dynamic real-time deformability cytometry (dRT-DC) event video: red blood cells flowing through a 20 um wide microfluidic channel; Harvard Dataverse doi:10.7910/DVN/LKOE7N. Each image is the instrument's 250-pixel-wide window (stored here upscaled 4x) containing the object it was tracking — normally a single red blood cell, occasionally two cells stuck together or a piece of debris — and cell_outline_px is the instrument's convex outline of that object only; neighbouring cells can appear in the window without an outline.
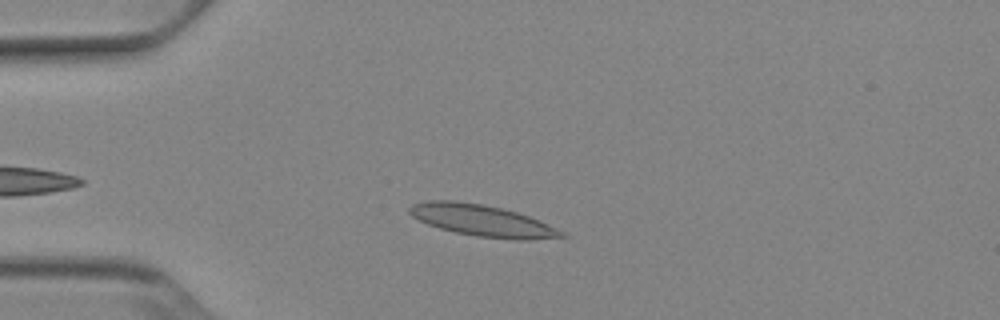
{"species": "Egyptian fruit bat (a non-hibernating species)", "species_latin": "Rousettus aegyptiacus", "temperature_condition": "cold", "stored_images_in_passage": 40, "camera_frame_rate_fps": 3000, "um_per_image_px": 0.085, "animal": {"sex": "female"}, "frame": {"image": 1, "passage_image": 8, "time_ms": 2.333, "image_size_px": [1000, 320], "cell_outline_px": [[568, 236], [528, 240], [516, 240], [476, 236], [456, 232], [440, 228], [428, 224], [412, 216], [408, 212], [408, 208], [412, 204], [428, 200], [452, 200], [484, 204], [516, 212], [540, 220], [564, 232]], "centroid_in_image_um": [40.98, 18.74], "position_along_channel_um": 44.0, "area_um2": 27.8}}
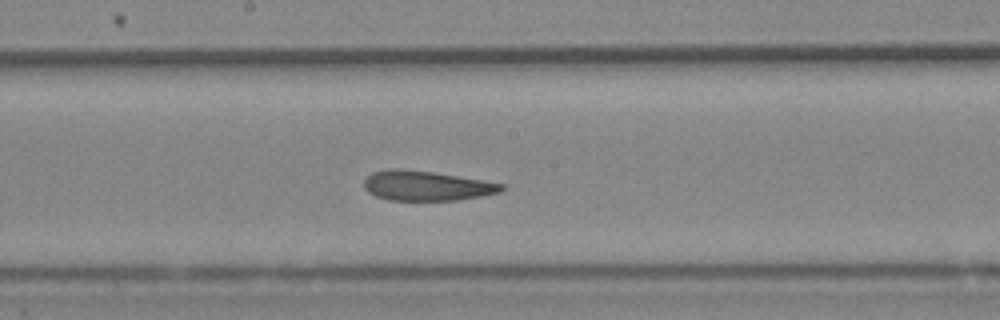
{"frame": {"image": 2, "passage_image": 23, "time_ms": 7.333, "image_size_px": [1000, 320], "cell_outline_px": [[504, 188], [500, 192], [480, 196], [456, 200], [388, 200], [376, 196], [368, 192], [364, 188], [364, 180], [372, 172], [388, 168], [400, 168], [432, 172], [484, 180], [504, 184]], "centroid_in_image_um": [36.22, 15.78], "position_along_channel_um": 212.0, "area_um2": 23.87}}
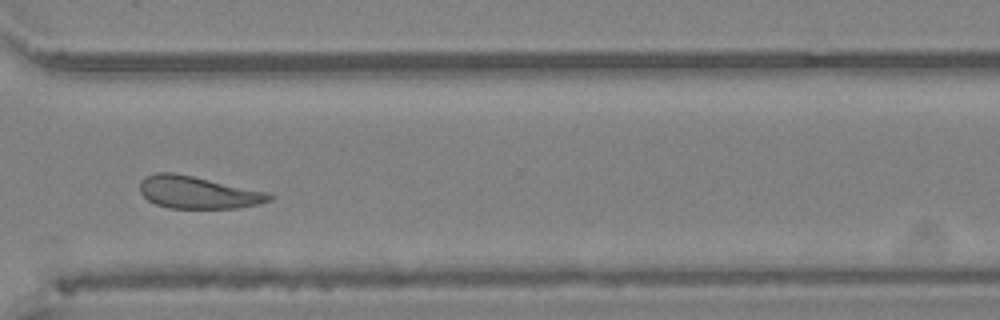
{"frame": {"image": 3, "passage_image": 34, "time_ms": 11.0, "image_size_px": [1000, 320], "cell_outline_px": [[272, 200], [260, 204], [240, 208], [168, 208], [156, 204], [148, 200], [140, 192], [140, 180], [144, 176], [156, 172], [172, 172], [272, 192]], "centroid_in_image_um": [16.86, 16.35], "position_along_channel_um": 353.7, "area_um2": 24.74}, "authors_computed_cell_mechanics": {"area_um2": 24.9118, "velocity_mm_per_s": 3.8509, "shape_relaxation_time_tau1_ms": 4.3756, "shape_relaxation_time_tau2_ms": 2.584, "deformation_change_tau1": 0.1227, "deformation_change_tau2": 0.0837}}